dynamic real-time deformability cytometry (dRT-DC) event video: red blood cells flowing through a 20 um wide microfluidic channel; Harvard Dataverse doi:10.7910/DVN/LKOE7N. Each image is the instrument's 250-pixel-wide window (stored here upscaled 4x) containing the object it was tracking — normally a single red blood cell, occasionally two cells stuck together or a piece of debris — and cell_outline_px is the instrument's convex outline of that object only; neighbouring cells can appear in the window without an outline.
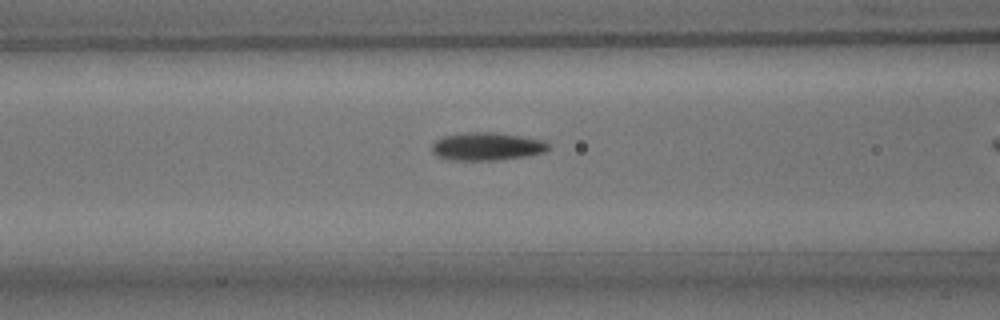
{"species": "common noctule bat (a hibernating species)", "species_latin": "Nyctalus noctula", "temperature_condition": "room temperature", "stored_images_in_passage": 8, "camera_frame_rate_fps": 3000, "um_per_image_px": 0.085, "animal": {"sex": "male", "body_mass_g": 15.6}, "frame": {"image": 1, "passage_image": 7, "time_ms": 2.0, "image_size_px": [1000, 320], "cell_outline_px": [[548, 148], [544, 152], [524, 156], [496, 160], [452, 160], [440, 156], [432, 152], [432, 144], [436, 140], [444, 136], [464, 132], [496, 132], [544, 140], [548, 144]], "centroid_in_image_um": [41.37, 12.43], "position_along_channel_um": 125.2, "area_um2": 18.79}}